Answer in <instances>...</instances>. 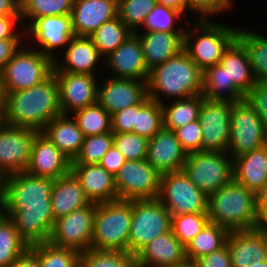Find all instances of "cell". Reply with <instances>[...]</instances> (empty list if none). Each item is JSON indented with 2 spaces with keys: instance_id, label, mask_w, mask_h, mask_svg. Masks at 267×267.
Masks as SVG:
<instances>
[{
  "instance_id": "17",
  "label": "cell",
  "mask_w": 267,
  "mask_h": 267,
  "mask_svg": "<svg viewBox=\"0 0 267 267\" xmlns=\"http://www.w3.org/2000/svg\"><path fill=\"white\" fill-rule=\"evenodd\" d=\"M58 83L62 114L71 115L97 103L96 75L52 72Z\"/></svg>"
},
{
  "instance_id": "1",
  "label": "cell",
  "mask_w": 267,
  "mask_h": 267,
  "mask_svg": "<svg viewBox=\"0 0 267 267\" xmlns=\"http://www.w3.org/2000/svg\"><path fill=\"white\" fill-rule=\"evenodd\" d=\"M54 179L15 173L0 180L5 215L30 246L48 242L54 225L51 192Z\"/></svg>"
},
{
  "instance_id": "30",
  "label": "cell",
  "mask_w": 267,
  "mask_h": 267,
  "mask_svg": "<svg viewBox=\"0 0 267 267\" xmlns=\"http://www.w3.org/2000/svg\"><path fill=\"white\" fill-rule=\"evenodd\" d=\"M51 201L54 220L91 203L85 196L79 180L71 171L54 180Z\"/></svg>"
},
{
  "instance_id": "10",
  "label": "cell",
  "mask_w": 267,
  "mask_h": 267,
  "mask_svg": "<svg viewBox=\"0 0 267 267\" xmlns=\"http://www.w3.org/2000/svg\"><path fill=\"white\" fill-rule=\"evenodd\" d=\"M158 199L171 216L208 213V196L195 186L183 170L161 175Z\"/></svg>"
},
{
  "instance_id": "6",
  "label": "cell",
  "mask_w": 267,
  "mask_h": 267,
  "mask_svg": "<svg viewBox=\"0 0 267 267\" xmlns=\"http://www.w3.org/2000/svg\"><path fill=\"white\" fill-rule=\"evenodd\" d=\"M132 201L117 199L96 204L91 249L128 252Z\"/></svg>"
},
{
  "instance_id": "63",
  "label": "cell",
  "mask_w": 267,
  "mask_h": 267,
  "mask_svg": "<svg viewBox=\"0 0 267 267\" xmlns=\"http://www.w3.org/2000/svg\"><path fill=\"white\" fill-rule=\"evenodd\" d=\"M248 267H267V260L251 263Z\"/></svg>"
},
{
  "instance_id": "31",
  "label": "cell",
  "mask_w": 267,
  "mask_h": 267,
  "mask_svg": "<svg viewBox=\"0 0 267 267\" xmlns=\"http://www.w3.org/2000/svg\"><path fill=\"white\" fill-rule=\"evenodd\" d=\"M219 64L226 70L229 83L244 95L255 85L247 50L237 38L224 50Z\"/></svg>"
},
{
  "instance_id": "36",
  "label": "cell",
  "mask_w": 267,
  "mask_h": 267,
  "mask_svg": "<svg viewBox=\"0 0 267 267\" xmlns=\"http://www.w3.org/2000/svg\"><path fill=\"white\" fill-rule=\"evenodd\" d=\"M132 34L133 32L116 16L104 22L89 37L97 47L99 54L105 58Z\"/></svg>"
},
{
  "instance_id": "25",
  "label": "cell",
  "mask_w": 267,
  "mask_h": 267,
  "mask_svg": "<svg viewBox=\"0 0 267 267\" xmlns=\"http://www.w3.org/2000/svg\"><path fill=\"white\" fill-rule=\"evenodd\" d=\"M79 180L91 203L117 200L115 177L99 164H71L70 170Z\"/></svg>"
},
{
  "instance_id": "53",
  "label": "cell",
  "mask_w": 267,
  "mask_h": 267,
  "mask_svg": "<svg viewBox=\"0 0 267 267\" xmlns=\"http://www.w3.org/2000/svg\"><path fill=\"white\" fill-rule=\"evenodd\" d=\"M18 25L22 26L21 16H0V40L25 39V30L17 28Z\"/></svg>"
},
{
  "instance_id": "40",
  "label": "cell",
  "mask_w": 267,
  "mask_h": 267,
  "mask_svg": "<svg viewBox=\"0 0 267 267\" xmlns=\"http://www.w3.org/2000/svg\"><path fill=\"white\" fill-rule=\"evenodd\" d=\"M162 128V105L150 98L139 104V111L136 113V125H134L132 133L150 139Z\"/></svg>"
},
{
  "instance_id": "15",
  "label": "cell",
  "mask_w": 267,
  "mask_h": 267,
  "mask_svg": "<svg viewBox=\"0 0 267 267\" xmlns=\"http://www.w3.org/2000/svg\"><path fill=\"white\" fill-rule=\"evenodd\" d=\"M37 133L34 129L13 127L0 121V180L8 175L25 172Z\"/></svg>"
},
{
  "instance_id": "44",
  "label": "cell",
  "mask_w": 267,
  "mask_h": 267,
  "mask_svg": "<svg viewBox=\"0 0 267 267\" xmlns=\"http://www.w3.org/2000/svg\"><path fill=\"white\" fill-rule=\"evenodd\" d=\"M157 3V0H118L117 16L135 33Z\"/></svg>"
},
{
  "instance_id": "34",
  "label": "cell",
  "mask_w": 267,
  "mask_h": 267,
  "mask_svg": "<svg viewBox=\"0 0 267 267\" xmlns=\"http://www.w3.org/2000/svg\"><path fill=\"white\" fill-rule=\"evenodd\" d=\"M204 96L196 95L184 99L171 100V103H162L163 127L175 131L184 125L198 120Z\"/></svg>"
},
{
  "instance_id": "13",
  "label": "cell",
  "mask_w": 267,
  "mask_h": 267,
  "mask_svg": "<svg viewBox=\"0 0 267 267\" xmlns=\"http://www.w3.org/2000/svg\"><path fill=\"white\" fill-rule=\"evenodd\" d=\"M96 203L75 210L55 220L48 242L79 252L91 249Z\"/></svg>"
},
{
  "instance_id": "16",
  "label": "cell",
  "mask_w": 267,
  "mask_h": 267,
  "mask_svg": "<svg viewBox=\"0 0 267 267\" xmlns=\"http://www.w3.org/2000/svg\"><path fill=\"white\" fill-rule=\"evenodd\" d=\"M232 107V102L204 97L198 117L202 131V151H228Z\"/></svg>"
},
{
  "instance_id": "26",
  "label": "cell",
  "mask_w": 267,
  "mask_h": 267,
  "mask_svg": "<svg viewBox=\"0 0 267 267\" xmlns=\"http://www.w3.org/2000/svg\"><path fill=\"white\" fill-rule=\"evenodd\" d=\"M185 259V247L171 230L147 243L136 254V266L172 267Z\"/></svg>"
},
{
  "instance_id": "8",
  "label": "cell",
  "mask_w": 267,
  "mask_h": 267,
  "mask_svg": "<svg viewBox=\"0 0 267 267\" xmlns=\"http://www.w3.org/2000/svg\"><path fill=\"white\" fill-rule=\"evenodd\" d=\"M172 216L158 198L132 200L128 253L136 255L147 243L171 231Z\"/></svg>"
},
{
  "instance_id": "12",
  "label": "cell",
  "mask_w": 267,
  "mask_h": 267,
  "mask_svg": "<svg viewBox=\"0 0 267 267\" xmlns=\"http://www.w3.org/2000/svg\"><path fill=\"white\" fill-rule=\"evenodd\" d=\"M161 175L146 159L126 161L114 176L118 199L158 198Z\"/></svg>"
},
{
  "instance_id": "18",
  "label": "cell",
  "mask_w": 267,
  "mask_h": 267,
  "mask_svg": "<svg viewBox=\"0 0 267 267\" xmlns=\"http://www.w3.org/2000/svg\"><path fill=\"white\" fill-rule=\"evenodd\" d=\"M103 80L98 81L97 103L110 115L121 109L141 104L149 98L147 81L112 77Z\"/></svg>"
},
{
  "instance_id": "56",
  "label": "cell",
  "mask_w": 267,
  "mask_h": 267,
  "mask_svg": "<svg viewBox=\"0 0 267 267\" xmlns=\"http://www.w3.org/2000/svg\"><path fill=\"white\" fill-rule=\"evenodd\" d=\"M258 228L267 229V183L257 193Z\"/></svg>"
},
{
  "instance_id": "61",
  "label": "cell",
  "mask_w": 267,
  "mask_h": 267,
  "mask_svg": "<svg viewBox=\"0 0 267 267\" xmlns=\"http://www.w3.org/2000/svg\"><path fill=\"white\" fill-rule=\"evenodd\" d=\"M4 110V93L2 90L1 78H0V121Z\"/></svg>"
},
{
  "instance_id": "45",
  "label": "cell",
  "mask_w": 267,
  "mask_h": 267,
  "mask_svg": "<svg viewBox=\"0 0 267 267\" xmlns=\"http://www.w3.org/2000/svg\"><path fill=\"white\" fill-rule=\"evenodd\" d=\"M112 145V132L86 136L79 154L71 164H99Z\"/></svg>"
},
{
  "instance_id": "20",
  "label": "cell",
  "mask_w": 267,
  "mask_h": 267,
  "mask_svg": "<svg viewBox=\"0 0 267 267\" xmlns=\"http://www.w3.org/2000/svg\"><path fill=\"white\" fill-rule=\"evenodd\" d=\"M71 170V160L64 155L42 132H38L31 147L26 173L57 179Z\"/></svg>"
},
{
  "instance_id": "23",
  "label": "cell",
  "mask_w": 267,
  "mask_h": 267,
  "mask_svg": "<svg viewBox=\"0 0 267 267\" xmlns=\"http://www.w3.org/2000/svg\"><path fill=\"white\" fill-rule=\"evenodd\" d=\"M187 155L173 130L163 127L148 141L146 160L161 174L183 170Z\"/></svg>"
},
{
  "instance_id": "38",
  "label": "cell",
  "mask_w": 267,
  "mask_h": 267,
  "mask_svg": "<svg viewBox=\"0 0 267 267\" xmlns=\"http://www.w3.org/2000/svg\"><path fill=\"white\" fill-rule=\"evenodd\" d=\"M39 267H78L80 252L72 248L57 247L49 242L30 245Z\"/></svg>"
},
{
  "instance_id": "14",
  "label": "cell",
  "mask_w": 267,
  "mask_h": 267,
  "mask_svg": "<svg viewBox=\"0 0 267 267\" xmlns=\"http://www.w3.org/2000/svg\"><path fill=\"white\" fill-rule=\"evenodd\" d=\"M23 29L25 30V39H28L25 41L32 42L34 40L36 50L49 57L53 62L60 56L58 55L60 50L63 52L75 36L72 30L71 15L40 17L34 19L29 25H25Z\"/></svg>"
},
{
  "instance_id": "27",
  "label": "cell",
  "mask_w": 267,
  "mask_h": 267,
  "mask_svg": "<svg viewBox=\"0 0 267 267\" xmlns=\"http://www.w3.org/2000/svg\"><path fill=\"white\" fill-rule=\"evenodd\" d=\"M142 45L146 66L151 70L183 50L185 32H135Z\"/></svg>"
},
{
  "instance_id": "43",
  "label": "cell",
  "mask_w": 267,
  "mask_h": 267,
  "mask_svg": "<svg viewBox=\"0 0 267 267\" xmlns=\"http://www.w3.org/2000/svg\"><path fill=\"white\" fill-rule=\"evenodd\" d=\"M182 15L180 11L157 3L150 13L147 14L144 24L137 32L142 31V28L146 29L144 32H185V25L180 28L175 26V24H178V21L184 19Z\"/></svg>"
},
{
  "instance_id": "54",
  "label": "cell",
  "mask_w": 267,
  "mask_h": 267,
  "mask_svg": "<svg viewBox=\"0 0 267 267\" xmlns=\"http://www.w3.org/2000/svg\"><path fill=\"white\" fill-rule=\"evenodd\" d=\"M125 162L126 159L122 153L114 145H112L100 160L99 165L115 176Z\"/></svg>"
},
{
  "instance_id": "50",
  "label": "cell",
  "mask_w": 267,
  "mask_h": 267,
  "mask_svg": "<svg viewBox=\"0 0 267 267\" xmlns=\"http://www.w3.org/2000/svg\"><path fill=\"white\" fill-rule=\"evenodd\" d=\"M244 100L254 109L267 130V82H256Z\"/></svg>"
},
{
  "instance_id": "32",
  "label": "cell",
  "mask_w": 267,
  "mask_h": 267,
  "mask_svg": "<svg viewBox=\"0 0 267 267\" xmlns=\"http://www.w3.org/2000/svg\"><path fill=\"white\" fill-rule=\"evenodd\" d=\"M202 95L210 100L232 103L242 101L245 97L234 83H229L226 70L220 64L210 66L203 71Z\"/></svg>"
},
{
  "instance_id": "57",
  "label": "cell",
  "mask_w": 267,
  "mask_h": 267,
  "mask_svg": "<svg viewBox=\"0 0 267 267\" xmlns=\"http://www.w3.org/2000/svg\"><path fill=\"white\" fill-rule=\"evenodd\" d=\"M10 267H39L36 254L28 247Z\"/></svg>"
},
{
  "instance_id": "33",
  "label": "cell",
  "mask_w": 267,
  "mask_h": 267,
  "mask_svg": "<svg viewBox=\"0 0 267 267\" xmlns=\"http://www.w3.org/2000/svg\"><path fill=\"white\" fill-rule=\"evenodd\" d=\"M236 38L247 50L256 82H267V36L238 26Z\"/></svg>"
},
{
  "instance_id": "3",
  "label": "cell",
  "mask_w": 267,
  "mask_h": 267,
  "mask_svg": "<svg viewBox=\"0 0 267 267\" xmlns=\"http://www.w3.org/2000/svg\"><path fill=\"white\" fill-rule=\"evenodd\" d=\"M202 77L203 71L183 49L149 71L148 97L162 104L164 98L175 100L201 95Z\"/></svg>"
},
{
  "instance_id": "41",
  "label": "cell",
  "mask_w": 267,
  "mask_h": 267,
  "mask_svg": "<svg viewBox=\"0 0 267 267\" xmlns=\"http://www.w3.org/2000/svg\"><path fill=\"white\" fill-rule=\"evenodd\" d=\"M72 116L85 137L112 132L111 115L98 103L85 107L72 114Z\"/></svg>"
},
{
  "instance_id": "55",
  "label": "cell",
  "mask_w": 267,
  "mask_h": 267,
  "mask_svg": "<svg viewBox=\"0 0 267 267\" xmlns=\"http://www.w3.org/2000/svg\"><path fill=\"white\" fill-rule=\"evenodd\" d=\"M24 43H25V39H1L0 40V71L3 68V66L21 48L20 46H22Z\"/></svg>"
},
{
  "instance_id": "9",
  "label": "cell",
  "mask_w": 267,
  "mask_h": 267,
  "mask_svg": "<svg viewBox=\"0 0 267 267\" xmlns=\"http://www.w3.org/2000/svg\"><path fill=\"white\" fill-rule=\"evenodd\" d=\"M183 171L209 196L233 179V159L228 152H193L187 155Z\"/></svg>"
},
{
  "instance_id": "51",
  "label": "cell",
  "mask_w": 267,
  "mask_h": 267,
  "mask_svg": "<svg viewBox=\"0 0 267 267\" xmlns=\"http://www.w3.org/2000/svg\"><path fill=\"white\" fill-rule=\"evenodd\" d=\"M139 111V104L121 109L111 115L112 133L133 132L136 125V113Z\"/></svg>"
},
{
  "instance_id": "24",
  "label": "cell",
  "mask_w": 267,
  "mask_h": 267,
  "mask_svg": "<svg viewBox=\"0 0 267 267\" xmlns=\"http://www.w3.org/2000/svg\"><path fill=\"white\" fill-rule=\"evenodd\" d=\"M118 0H74L71 11L75 36L89 37L104 22L117 16Z\"/></svg>"
},
{
  "instance_id": "2",
  "label": "cell",
  "mask_w": 267,
  "mask_h": 267,
  "mask_svg": "<svg viewBox=\"0 0 267 267\" xmlns=\"http://www.w3.org/2000/svg\"><path fill=\"white\" fill-rule=\"evenodd\" d=\"M3 93L1 121L6 125L41 132L53 118L62 114L58 83L53 73L38 85Z\"/></svg>"
},
{
  "instance_id": "37",
  "label": "cell",
  "mask_w": 267,
  "mask_h": 267,
  "mask_svg": "<svg viewBox=\"0 0 267 267\" xmlns=\"http://www.w3.org/2000/svg\"><path fill=\"white\" fill-rule=\"evenodd\" d=\"M28 247L13 221L4 215L0 220V267H10Z\"/></svg>"
},
{
  "instance_id": "39",
  "label": "cell",
  "mask_w": 267,
  "mask_h": 267,
  "mask_svg": "<svg viewBox=\"0 0 267 267\" xmlns=\"http://www.w3.org/2000/svg\"><path fill=\"white\" fill-rule=\"evenodd\" d=\"M73 3L74 0H20L23 27L27 22L29 25L34 19L40 17L71 15Z\"/></svg>"
},
{
  "instance_id": "5",
  "label": "cell",
  "mask_w": 267,
  "mask_h": 267,
  "mask_svg": "<svg viewBox=\"0 0 267 267\" xmlns=\"http://www.w3.org/2000/svg\"><path fill=\"white\" fill-rule=\"evenodd\" d=\"M192 20L193 22L186 21L183 49L204 71L220 63L224 50L236 38L238 27L217 23L212 21L214 19Z\"/></svg>"
},
{
  "instance_id": "42",
  "label": "cell",
  "mask_w": 267,
  "mask_h": 267,
  "mask_svg": "<svg viewBox=\"0 0 267 267\" xmlns=\"http://www.w3.org/2000/svg\"><path fill=\"white\" fill-rule=\"evenodd\" d=\"M78 267H137L136 255L90 249L80 252Z\"/></svg>"
},
{
  "instance_id": "48",
  "label": "cell",
  "mask_w": 267,
  "mask_h": 267,
  "mask_svg": "<svg viewBox=\"0 0 267 267\" xmlns=\"http://www.w3.org/2000/svg\"><path fill=\"white\" fill-rule=\"evenodd\" d=\"M188 11L195 19H210L234 8V0H187Z\"/></svg>"
},
{
  "instance_id": "52",
  "label": "cell",
  "mask_w": 267,
  "mask_h": 267,
  "mask_svg": "<svg viewBox=\"0 0 267 267\" xmlns=\"http://www.w3.org/2000/svg\"><path fill=\"white\" fill-rule=\"evenodd\" d=\"M197 267H232L231 255L227 245L218 251L194 260Z\"/></svg>"
},
{
  "instance_id": "28",
  "label": "cell",
  "mask_w": 267,
  "mask_h": 267,
  "mask_svg": "<svg viewBox=\"0 0 267 267\" xmlns=\"http://www.w3.org/2000/svg\"><path fill=\"white\" fill-rule=\"evenodd\" d=\"M233 179L257 194L267 183V144L233 158Z\"/></svg>"
},
{
  "instance_id": "58",
  "label": "cell",
  "mask_w": 267,
  "mask_h": 267,
  "mask_svg": "<svg viewBox=\"0 0 267 267\" xmlns=\"http://www.w3.org/2000/svg\"><path fill=\"white\" fill-rule=\"evenodd\" d=\"M0 16H21L20 0H0Z\"/></svg>"
},
{
  "instance_id": "59",
  "label": "cell",
  "mask_w": 267,
  "mask_h": 267,
  "mask_svg": "<svg viewBox=\"0 0 267 267\" xmlns=\"http://www.w3.org/2000/svg\"><path fill=\"white\" fill-rule=\"evenodd\" d=\"M158 3L170 7L172 9H175L177 11H180L183 16L186 15V12L188 10V1L187 0H157Z\"/></svg>"
},
{
  "instance_id": "35",
  "label": "cell",
  "mask_w": 267,
  "mask_h": 267,
  "mask_svg": "<svg viewBox=\"0 0 267 267\" xmlns=\"http://www.w3.org/2000/svg\"><path fill=\"white\" fill-rule=\"evenodd\" d=\"M229 231L215 223L208 222L185 247L186 259L195 260L218 251L226 245Z\"/></svg>"
},
{
  "instance_id": "22",
  "label": "cell",
  "mask_w": 267,
  "mask_h": 267,
  "mask_svg": "<svg viewBox=\"0 0 267 267\" xmlns=\"http://www.w3.org/2000/svg\"><path fill=\"white\" fill-rule=\"evenodd\" d=\"M226 245L232 267H248L251 263L267 260V229L230 231Z\"/></svg>"
},
{
  "instance_id": "46",
  "label": "cell",
  "mask_w": 267,
  "mask_h": 267,
  "mask_svg": "<svg viewBox=\"0 0 267 267\" xmlns=\"http://www.w3.org/2000/svg\"><path fill=\"white\" fill-rule=\"evenodd\" d=\"M208 222V213L178 214L172 216L171 230L186 247Z\"/></svg>"
},
{
  "instance_id": "49",
  "label": "cell",
  "mask_w": 267,
  "mask_h": 267,
  "mask_svg": "<svg viewBox=\"0 0 267 267\" xmlns=\"http://www.w3.org/2000/svg\"><path fill=\"white\" fill-rule=\"evenodd\" d=\"M175 134L187 154L202 151V131L199 120L176 129Z\"/></svg>"
},
{
  "instance_id": "60",
  "label": "cell",
  "mask_w": 267,
  "mask_h": 267,
  "mask_svg": "<svg viewBox=\"0 0 267 267\" xmlns=\"http://www.w3.org/2000/svg\"><path fill=\"white\" fill-rule=\"evenodd\" d=\"M172 267H197L193 260L185 259L182 263L176 264Z\"/></svg>"
},
{
  "instance_id": "21",
  "label": "cell",
  "mask_w": 267,
  "mask_h": 267,
  "mask_svg": "<svg viewBox=\"0 0 267 267\" xmlns=\"http://www.w3.org/2000/svg\"><path fill=\"white\" fill-rule=\"evenodd\" d=\"M61 55L54 62L53 72L96 75L97 65L104 64V58L87 36H74Z\"/></svg>"
},
{
  "instance_id": "19",
  "label": "cell",
  "mask_w": 267,
  "mask_h": 267,
  "mask_svg": "<svg viewBox=\"0 0 267 267\" xmlns=\"http://www.w3.org/2000/svg\"><path fill=\"white\" fill-rule=\"evenodd\" d=\"M103 69H110L108 77L147 81L149 69L146 66L142 45L136 33L128 37L115 51L104 58Z\"/></svg>"
},
{
  "instance_id": "47",
  "label": "cell",
  "mask_w": 267,
  "mask_h": 267,
  "mask_svg": "<svg viewBox=\"0 0 267 267\" xmlns=\"http://www.w3.org/2000/svg\"><path fill=\"white\" fill-rule=\"evenodd\" d=\"M149 139L132 132L113 133V145L126 161L146 159Z\"/></svg>"
},
{
  "instance_id": "62",
  "label": "cell",
  "mask_w": 267,
  "mask_h": 267,
  "mask_svg": "<svg viewBox=\"0 0 267 267\" xmlns=\"http://www.w3.org/2000/svg\"><path fill=\"white\" fill-rule=\"evenodd\" d=\"M4 215H5L4 201H3L2 195L0 193V220Z\"/></svg>"
},
{
  "instance_id": "29",
  "label": "cell",
  "mask_w": 267,
  "mask_h": 267,
  "mask_svg": "<svg viewBox=\"0 0 267 267\" xmlns=\"http://www.w3.org/2000/svg\"><path fill=\"white\" fill-rule=\"evenodd\" d=\"M41 132L71 161L79 154L85 138L77 121L64 114L53 118Z\"/></svg>"
},
{
  "instance_id": "4",
  "label": "cell",
  "mask_w": 267,
  "mask_h": 267,
  "mask_svg": "<svg viewBox=\"0 0 267 267\" xmlns=\"http://www.w3.org/2000/svg\"><path fill=\"white\" fill-rule=\"evenodd\" d=\"M208 220L229 232L258 228L257 194L232 179L208 196Z\"/></svg>"
},
{
  "instance_id": "11",
  "label": "cell",
  "mask_w": 267,
  "mask_h": 267,
  "mask_svg": "<svg viewBox=\"0 0 267 267\" xmlns=\"http://www.w3.org/2000/svg\"><path fill=\"white\" fill-rule=\"evenodd\" d=\"M267 144V130L254 109L245 101L233 103L228 153L233 158Z\"/></svg>"
},
{
  "instance_id": "7",
  "label": "cell",
  "mask_w": 267,
  "mask_h": 267,
  "mask_svg": "<svg viewBox=\"0 0 267 267\" xmlns=\"http://www.w3.org/2000/svg\"><path fill=\"white\" fill-rule=\"evenodd\" d=\"M53 67L49 57L25 43L0 71L2 90L15 92L38 85L52 74Z\"/></svg>"
}]
</instances>
